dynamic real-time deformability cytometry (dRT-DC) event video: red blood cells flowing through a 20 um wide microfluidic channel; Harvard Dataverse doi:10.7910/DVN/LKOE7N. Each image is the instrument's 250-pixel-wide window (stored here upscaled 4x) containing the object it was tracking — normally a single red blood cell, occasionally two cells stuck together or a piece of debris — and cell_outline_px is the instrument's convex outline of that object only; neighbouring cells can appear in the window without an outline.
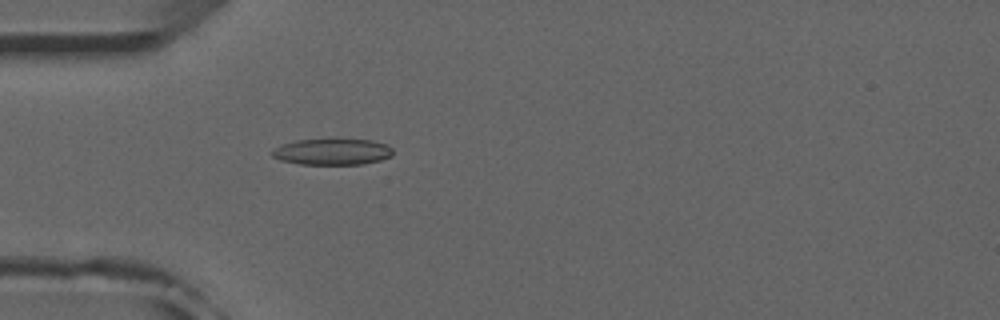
{"species": "common noctule bat (a hibernating species)", "species_latin": "Nyctalus noctula", "temperature_condition": "room temperature", "stored_images_in_passage": 38, "camera_frame_rate_fps": 3000, "um_per_image_px": 0.085, "animal": {"sex": "male", "forearm_length_mm": 52.5}, "frame": {"image": 1, "passage_image": 1, "time_ms": 0.0, "image_size_px": [1000, 320], "cell_outline_px": [[392, 156], [380, 160], [364, 164], [300, 164], [280, 160], [272, 156], [272, 152], [276, 148], [284, 144], [296, 140], [340, 136], [372, 140], [388, 144], [392, 148]], "centroid_in_image_um": [28.31, 12.85], "position_along_channel_um": 56.7, "area_um2": 19.31}}
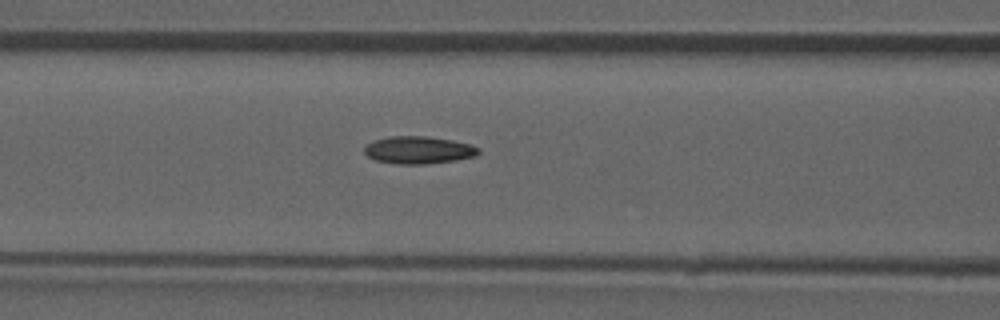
{"frame": {"image": 2, "passage_image": 7, "time_ms": 2.0, "image_size_px": [1000, 320], "cell_outline_px": [[480, 152], [476, 156], [456, 160], [424, 164], [400, 164], [376, 160], [368, 156], [364, 152], [364, 148], [372, 140], [388, 136], [428, 136], [452, 140], [468, 144], [480, 148]], "centroid_in_image_um": [35.57, 12.74], "position_along_channel_um": 131.0, "area_um2": 18.26}}
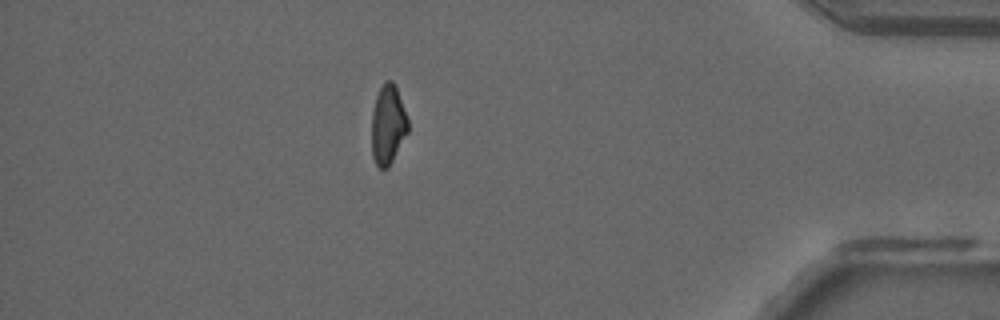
{"frame": {"image": 3, "passage_image": 31, "time_ms": 10.0, "image_size_px": [1000, 320], "cell_outline_px": [[408, 132], [388, 168], [380, 168], [376, 164], [372, 156], [372, 112], [376, 96], [384, 80], [392, 80], [396, 84], [408, 120]], "centroid_in_image_um": [32.97, 10.57], "position_along_channel_um": 402.2, "area_um2": 16.88}, "authors_computed_cell_mechanics": {"area_um2": 17.5134, "velocity_mm_per_s": 3.9456, "shape_relaxation_time_tau1_ms": null, "shape_relaxation_time_tau2_ms": 8.1085, "deformation_change_tau1": null, "deformation_change_tau2": 0.1684}}